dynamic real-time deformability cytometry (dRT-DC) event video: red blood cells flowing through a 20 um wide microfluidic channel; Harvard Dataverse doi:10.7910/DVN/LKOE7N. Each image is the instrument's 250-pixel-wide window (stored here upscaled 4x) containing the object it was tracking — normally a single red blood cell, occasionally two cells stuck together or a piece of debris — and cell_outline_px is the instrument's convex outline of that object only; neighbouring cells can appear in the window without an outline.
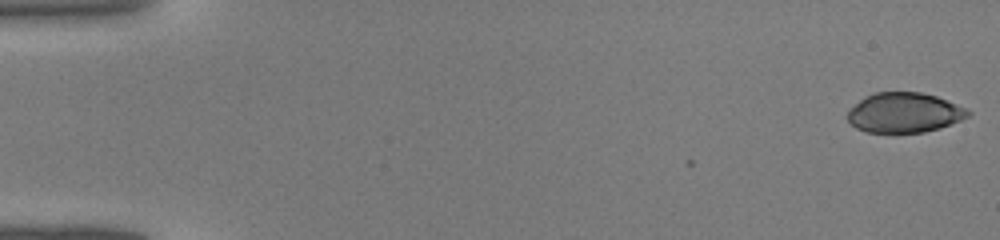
{"species": "common noctule bat (a hibernating species)", "species_latin": "Nyctalus noctula", "temperature_condition": "warm", "stored_images_in_passage": 2, "camera_frame_rate_fps": 3000, "um_per_image_px": 0.085, "animal": {"sex": "male", "body_mass_g": 19.0, "forearm_length_mm": 50.8}, "frame": {"image": 1, "passage_image": 2, "time_ms": 0.333, "image_size_px": [1000, 240], "cell_outline_px": [[972, 112], [968, 116], [960, 120], [940, 128], [924, 132], [868, 132], [856, 128], [848, 120], [848, 112], [864, 96], [876, 92], [920, 92], [936, 96], [964, 108]], "centroid_in_image_um": [76.86, 9.57], "position_along_channel_um": 8.1, "area_um2": 27.63}}